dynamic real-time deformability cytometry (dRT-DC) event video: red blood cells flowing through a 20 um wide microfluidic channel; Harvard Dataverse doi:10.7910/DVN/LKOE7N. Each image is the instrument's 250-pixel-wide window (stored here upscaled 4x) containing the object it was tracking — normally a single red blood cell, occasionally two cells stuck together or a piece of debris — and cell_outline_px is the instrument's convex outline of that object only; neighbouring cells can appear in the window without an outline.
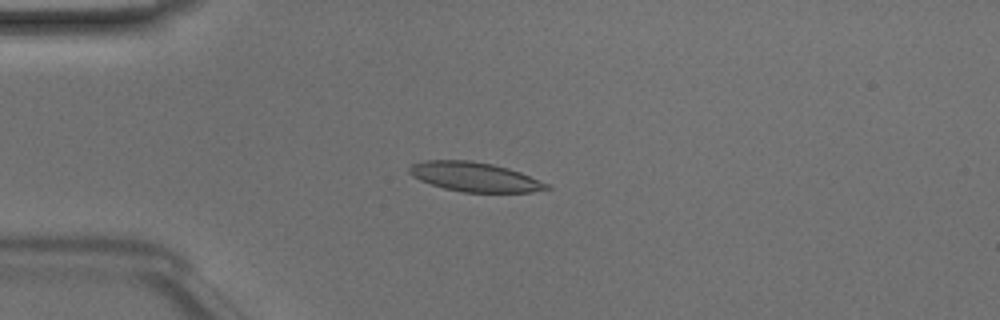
{"species": "Egyptian fruit bat (a non-hibernating species)", "species_latin": "Rousettus aegyptiacus", "temperature_condition": "room temperature", "stored_images_in_passage": 49, "camera_frame_rate_fps": 3000, "um_per_image_px": 0.085, "animal": {"sex": "male"}, "frame": {"image": 1, "passage_image": 13, "time_ms": 4.0, "image_size_px": [1000, 320], "cell_outline_px": [[552, 188], [532, 192], [464, 192], [444, 188], [420, 180], [412, 176], [408, 172], [408, 168], [412, 164], [424, 160], [472, 160], [492, 164], [508, 168], [520, 172], [548, 184]], "centroid_in_image_um": [40.33, 15.03], "position_along_channel_um": 44.7, "area_um2": 23.41}}
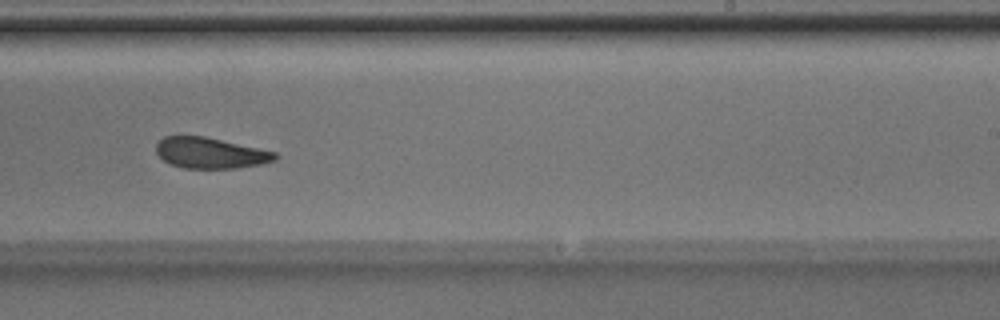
{"frame": {"image": 2, "passage_image": 31, "time_ms": 10.0, "image_size_px": [1000, 320], "cell_outline_px": [[280, 156], [276, 160], [260, 164], [236, 168], [184, 168], [168, 164], [156, 152], [156, 144], [164, 136], [204, 136], [276, 152]], "centroid_in_image_um": [17.88, 13.01], "position_along_channel_um": 271.1, "area_um2": 21.33}}
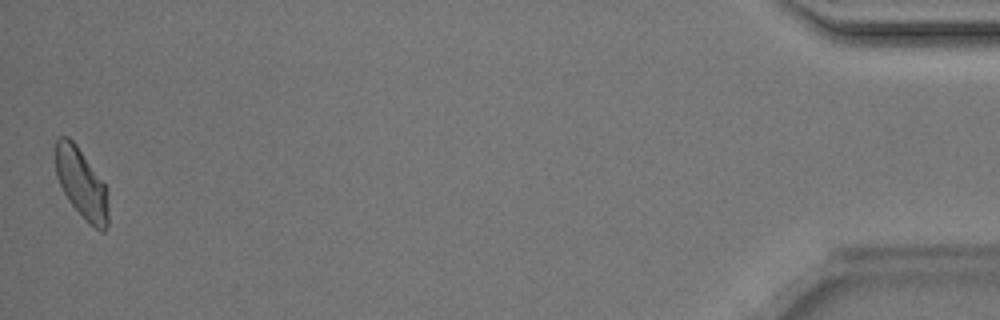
{"frame": {"image": 3, "passage_image": 49, "time_ms": 16.0, "image_size_px": [1000, 320], "cell_outline_px": [[108, 224], [104, 232], [100, 232], [88, 224], [84, 220], [68, 200], [56, 176], [56, 140], [60, 136], [68, 136], [76, 144], [104, 184], [108, 212]], "centroid_in_image_um": [6.91, 15.64], "position_along_channel_um": 428.3, "area_um2": 21.21}, "authors_computed_cell_mechanics": {"area_um2": 22.831, "velocity_mm_per_s": 4.14, "shape_relaxation_time_tau1_ms": 5.5181, "shape_relaxation_time_tau2_ms": 6.189, "deformation_change_tau1": 0.1316, "deformation_change_tau2": 0.1371}}